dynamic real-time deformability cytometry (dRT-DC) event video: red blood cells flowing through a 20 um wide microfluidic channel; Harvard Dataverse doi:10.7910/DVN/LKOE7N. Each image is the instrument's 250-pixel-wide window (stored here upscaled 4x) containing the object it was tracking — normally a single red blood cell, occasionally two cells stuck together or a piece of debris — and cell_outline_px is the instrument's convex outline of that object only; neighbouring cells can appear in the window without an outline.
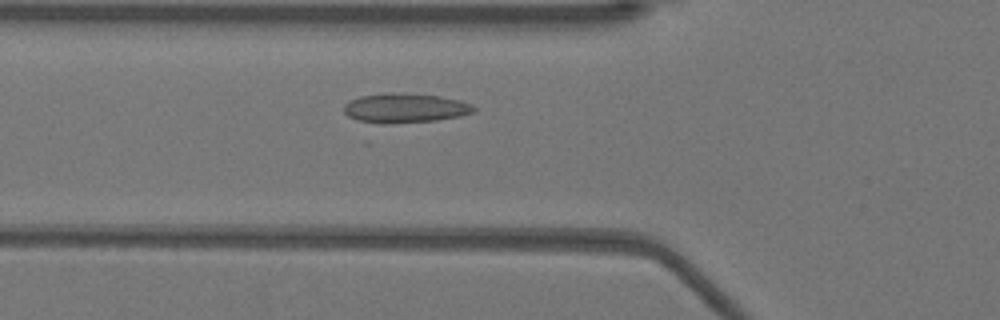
{"species": "Egyptian fruit bat (a non-hibernating species)", "species_latin": "Rousettus aegyptiacus", "temperature_condition": "warm", "stored_images_in_passage": 43, "camera_frame_rate_fps": 3000, "um_per_image_px": 0.085, "animal": {"sex": "female"}, "frame": {"image": 1, "passage_image": 12, "time_ms": 3.667, "image_size_px": [1000, 320], "cell_outline_px": [[476, 112], [460, 116], [436, 120], [388, 124], [380, 124], [356, 120], [348, 116], [344, 112], [344, 104], [360, 96], [384, 92], [404, 92], [440, 96], [460, 100], [472, 104], [476, 108]], "centroid_in_image_um": [34.43, 9.18], "position_along_channel_um": 91.4, "area_um2": 22.72}}
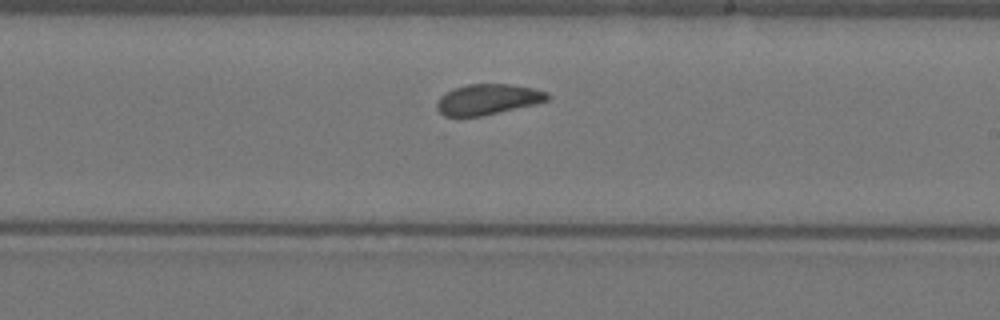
{"frame": {"image": 2, "passage_image": 24, "time_ms": 7.667, "image_size_px": [1000, 320], "cell_outline_px": [[548, 100], [536, 104], [484, 116], [444, 116], [436, 108], [436, 104], [440, 96], [452, 88], [468, 84], [508, 84], [532, 88], [548, 92]], "centroid_in_image_um": [41.44, 8.45], "position_along_channel_um": 247.6, "area_um2": 19.77}}
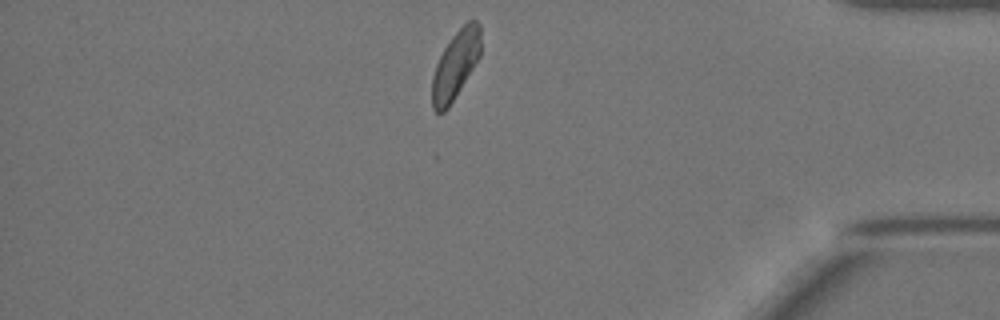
{"frame": {"image": 3, "passage_image": 38, "time_ms": 12.333, "image_size_px": [1000, 320], "cell_outline_px": [[480, 56], [448, 108], [444, 112], [436, 112], [432, 108], [432, 76], [436, 64], [444, 48], [452, 36], [468, 20], [476, 20], [480, 24]], "centroid_in_image_um": [38.71, 5.51], "position_along_channel_um": 396.5, "area_um2": 19.07}, "authors_computed_cell_mechanics": {"area_um2": 20.1722, "velocity_mm_per_s": 3.9026, "shape_relaxation_time_tau1_ms": 9.0584, "shape_relaxation_time_tau2_ms": null, "deformation_change_tau1": 0.1382, "deformation_change_tau2": null}}